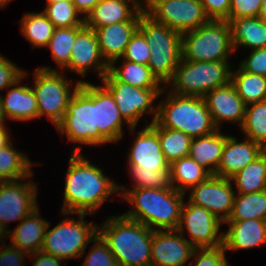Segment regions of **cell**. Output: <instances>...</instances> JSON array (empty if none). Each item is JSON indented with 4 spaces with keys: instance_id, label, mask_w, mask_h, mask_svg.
Masks as SVG:
<instances>
[{
    "instance_id": "1",
    "label": "cell",
    "mask_w": 266,
    "mask_h": 266,
    "mask_svg": "<svg viewBox=\"0 0 266 266\" xmlns=\"http://www.w3.org/2000/svg\"><path fill=\"white\" fill-rule=\"evenodd\" d=\"M69 158L64 188L62 214H92L103 205L110 195L118 192V185L102 170L81 155L80 149L73 147Z\"/></svg>"
},
{
    "instance_id": "2",
    "label": "cell",
    "mask_w": 266,
    "mask_h": 266,
    "mask_svg": "<svg viewBox=\"0 0 266 266\" xmlns=\"http://www.w3.org/2000/svg\"><path fill=\"white\" fill-rule=\"evenodd\" d=\"M118 192L133 206L122 214L124 217L141 222L152 230H177L185 193L155 188L127 191V187L121 185H118Z\"/></svg>"
},
{
    "instance_id": "3",
    "label": "cell",
    "mask_w": 266,
    "mask_h": 266,
    "mask_svg": "<svg viewBox=\"0 0 266 266\" xmlns=\"http://www.w3.org/2000/svg\"><path fill=\"white\" fill-rule=\"evenodd\" d=\"M98 226V234L109 245L118 266H151L153 231L141 222L116 215Z\"/></svg>"
},
{
    "instance_id": "4",
    "label": "cell",
    "mask_w": 266,
    "mask_h": 266,
    "mask_svg": "<svg viewBox=\"0 0 266 266\" xmlns=\"http://www.w3.org/2000/svg\"><path fill=\"white\" fill-rule=\"evenodd\" d=\"M158 105L156 122L163 128L182 131L191 138L217 131L203 97L181 96L167 92Z\"/></svg>"
},
{
    "instance_id": "5",
    "label": "cell",
    "mask_w": 266,
    "mask_h": 266,
    "mask_svg": "<svg viewBox=\"0 0 266 266\" xmlns=\"http://www.w3.org/2000/svg\"><path fill=\"white\" fill-rule=\"evenodd\" d=\"M138 30L151 49L147 66L157 80L166 85L182 60V34L157 23L145 12L140 16Z\"/></svg>"
},
{
    "instance_id": "6",
    "label": "cell",
    "mask_w": 266,
    "mask_h": 266,
    "mask_svg": "<svg viewBox=\"0 0 266 266\" xmlns=\"http://www.w3.org/2000/svg\"><path fill=\"white\" fill-rule=\"evenodd\" d=\"M59 133L68 140L85 145L109 143L95 126V85L83 81L68 102L62 121L56 126Z\"/></svg>"
},
{
    "instance_id": "7",
    "label": "cell",
    "mask_w": 266,
    "mask_h": 266,
    "mask_svg": "<svg viewBox=\"0 0 266 266\" xmlns=\"http://www.w3.org/2000/svg\"><path fill=\"white\" fill-rule=\"evenodd\" d=\"M229 61H188L182 59L168 81L170 92L181 96L204 97L209 91L228 84L231 80Z\"/></svg>"
},
{
    "instance_id": "8",
    "label": "cell",
    "mask_w": 266,
    "mask_h": 266,
    "mask_svg": "<svg viewBox=\"0 0 266 266\" xmlns=\"http://www.w3.org/2000/svg\"><path fill=\"white\" fill-rule=\"evenodd\" d=\"M234 52L227 20H210L182 34V59L188 61H229Z\"/></svg>"
},
{
    "instance_id": "9",
    "label": "cell",
    "mask_w": 266,
    "mask_h": 266,
    "mask_svg": "<svg viewBox=\"0 0 266 266\" xmlns=\"http://www.w3.org/2000/svg\"><path fill=\"white\" fill-rule=\"evenodd\" d=\"M71 82L56 69L46 66L35 69L34 87L31 88L37 99L39 118L46 115L55 127L62 121L68 102L83 81L75 83L74 88L70 87Z\"/></svg>"
},
{
    "instance_id": "10",
    "label": "cell",
    "mask_w": 266,
    "mask_h": 266,
    "mask_svg": "<svg viewBox=\"0 0 266 266\" xmlns=\"http://www.w3.org/2000/svg\"><path fill=\"white\" fill-rule=\"evenodd\" d=\"M84 213H78L79 220L66 218L49 230L48 223L42 251L57 258L69 260L81 258L87 245L93 242L98 234V226L84 220Z\"/></svg>"
},
{
    "instance_id": "11",
    "label": "cell",
    "mask_w": 266,
    "mask_h": 266,
    "mask_svg": "<svg viewBox=\"0 0 266 266\" xmlns=\"http://www.w3.org/2000/svg\"><path fill=\"white\" fill-rule=\"evenodd\" d=\"M102 85L111 93L120 110L123 119L131 126L138 125L144 114L153 116L156 121L158 106H152L153 101L160 97L164 88H139L118 81L109 71L102 79Z\"/></svg>"
},
{
    "instance_id": "12",
    "label": "cell",
    "mask_w": 266,
    "mask_h": 266,
    "mask_svg": "<svg viewBox=\"0 0 266 266\" xmlns=\"http://www.w3.org/2000/svg\"><path fill=\"white\" fill-rule=\"evenodd\" d=\"M145 13L180 34L210 21L200 0H151Z\"/></svg>"
},
{
    "instance_id": "13",
    "label": "cell",
    "mask_w": 266,
    "mask_h": 266,
    "mask_svg": "<svg viewBox=\"0 0 266 266\" xmlns=\"http://www.w3.org/2000/svg\"><path fill=\"white\" fill-rule=\"evenodd\" d=\"M222 223L207 209L184 201L177 230L185 235L187 229L188 241L195 248H213L223 244V232L219 234Z\"/></svg>"
},
{
    "instance_id": "14",
    "label": "cell",
    "mask_w": 266,
    "mask_h": 266,
    "mask_svg": "<svg viewBox=\"0 0 266 266\" xmlns=\"http://www.w3.org/2000/svg\"><path fill=\"white\" fill-rule=\"evenodd\" d=\"M190 189V203L207 209L224 224L228 221L236 194L230 179L211 175Z\"/></svg>"
},
{
    "instance_id": "15",
    "label": "cell",
    "mask_w": 266,
    "mask_h": 266,
    "mask_svg": "<svg viewBox=\"0 0 266 266\" xmlns=\"http://www.w3.org/2000/svg\"><path fill=\"white\" fill-rule=\"evenodd\" d=\"M0 181V221L7 226L10 221L20 222L36 208L37 185L31 179L20 182Z\"/></svg>"
},
{
    "instance_id": "16",
    "label": "cell",
    "mask_w": 266,
    "mask_h": 266,
    "mask_svg": "<svg viewBox=\"0 0 266 266\" xmlns=\"http://www.w3.org/2000/svg\"><path fill=\"white\" fill-rule=\"evenodd\" d=\"M195 247L178 230H154L151 266H186Z\"/></svg>"
},
{
    "instance_id": "17",
    "label": "cell",
    "mask_w": 266,
    "mask_h": 266,
    "mask_svg": "<svg viewBox=\"0 0 266 266\" xmlns=\"http://www.w3.org/2000/svg\"><path fill=\"white\" fill-rule=\"evenodd\" d=\"M71 49L69 65L65 68L66 70L75 71L85 77L87 70L94 67V71H97L99 78L103 79L108 72L109 64L101 54L95 30L85 26L76 35Z\"/></svg>"
},
{
    "instance_id": "18",
    "label": "cell",
    "mask_w": 266,
    "mask_h": 266,
    "mask_svg": "<svg viewBox=\"0 0 266 266\" xmlns=\"http://www.w3.org/2000/svg\"><path fill=\"white\" fill-rule=\"evenodd\" d=\"M203 98L218 129L224 121L238 122L239 126H242L246 105L231 82L209 91Z\"/></svg>"
},
{
    "instance_id": "19",
    "label": "cell",
    "mask_w": 266,
    "mask_h": 266,
    "mask_svg": "<svg viewBox=\"0 0 266 266\" xmlns=\"http://www.w3.org/2000/svg\"><path fill=\"white\" fill-rule=\"evenodd\" d=\"M123 121L134 133L135 127L123 119L111 93L103 85H95V126L99 133L109 143L117 142L123 136Z\"/></svg>"
},
{
    "instance_id": "20",
    "label": "cell",
    "mask_w": 266,
    "mask_h": 266,
    "mask_svg": "<svg viewBox=\"0 0 266 266\" xmlns=\"http://www.w3.org/2000/svg\"><path fill=\"white\" fill-rule=\"evenodd\" d=\"M137 137L128 154V165H137L143 170H162L169 166L161 150L158 133L147 124L137 132Z\"/></svg>"
},
{
    "instance_id": "21",
    "label": "cell",
    "mask_w": 266,
    "mask_h": 266,
    "mask_svg": "<svg viewBox=\"0 0 266 266\" xmlns=\"http://www.w3.org/2000/svg\"><path fill=\"white\" fill-rule=\"evenodd\" d=\"M237 138L226 135L225 146L215 176L230 179L261 154L262 146L251 139L237 142Z\"/></svg>"
},
{
    "instance_id": "22",
    "label": "cell",
    "mask_w": 266,
    "mask_h": 266,
    "mask_svg": "<svg viewBox=\"0 0 266 266\" xmlns=\"http://www.w3.org/2000/svg\"><path fill=\"white\" fill-rule=\"evenodd\" d=\"M139 21L113 23L95 30L105 61L116 63L124 55L126 46L138 30Z\"/></svg>"
},
{
    "instance_id": "23",
    "label": "cell",
    "mask_w": 266,
    "mask_h": 266,
    "mask_svg": "<svg viewBox=\"0 0 266 266\" xmlns=\"http://www.w3.org/2000/svg\"><path fill=\"white\" fill-rule=\"evenodd\" d=\"M143 13L129 0H101L84 19V24L96 30L113 23L139 21Z\"/></svg>"
},
{
    "instance_id": "24",
    "label": "cell",
    "mask_w": 266,
    "mask_h": 266,
    "mask_svg": "<svg viewBox=\"0 0 266 266\" xmlns=\"http://www.w3.org/2000/svg\"><path fill=\"white\" fill-rule=\"evenodd\" d=\"M227 232H223V247L227 250L251 249L266 243V226L263 220L226 221Z\"/></svg>"
},
{
    "instance_id": "25",
    "label": "cell",
    "mask_w": 266,
    "mask_h": 266,
    "mask_svg": "<svg viewBox=\"0 0 266 266\" xmlns=\"http://www.w3.org/2000/svg\"><path fill=\"white\" fill-rule=\"evenodd\" d=\"M48 223L40 217L39 208H36L14 228L13 232L9 231L10 244L28 255L41 251Z\"/></svg>"
},
{
    "instance_id": "26",
    "label": "cell",
    "mask_w": 266,
    "mask_h": 266,
    "mask_svg": "<svg viewBox=\"0 0 266 266\" xmlns=\"http://www.w3.org/2000/svg\"><path fill=\"white\" fill-rule=\"evenodd\" d=\"M27 75L24 71L23 76L13 84L6 96H2V104L5 116L19 121H28L38 118V105L35 93L29 86L19 85L21 80ZM16 86V87H15Z\"/></svg>"
},
{
    "instance_id": "27",
    "label": "cell",
    "mask_w": 266,
    "mask_h": 266,
    "mask_svg": "<svg viewBox=\"0 0 266 266\" xmlns=\"http://www.w3.org/2000/svg\"><path fill=\"white\" fill-rule=\"evenodd\" d=\"M225 141L226 134L220 133V129L206 136L192 138L188 156L193 158L211 175H215L223 153Z\"/></svg>"
},
{
    "instance_id": "28",
    "label": "cell",
    "mask_w": 266,
    "mask_h": 266,
    "mask_svg": "<svg viewBox=\"0 0 266 266\" xmlns=\"http://www.w3.org/2000/svg\"><path fill=\"white\" fill-rule=\"evenodd\" d=\"M234 50L244 46L251 50L266 48V23L259 17L228 19Z\"/></svg>"
},
{
    "instance_id": "29",
    "label": "cell",
    "mask_w": 266,
    "mask_h": 266,
    "mask_svg": "<svg viewBox=\"0 0 266 266\" xmlns=\"http://www.w3.org/2000/svg\"><path fill=\"white\" fill-rule=\"evenodd\" d=\"M170 167L173 187L183 193L211 176L206 169L189 156L173 161Z\"/></svg>"
},
{
    "instance_id": "30",
    "label": "cell",
    "mask_w": 266,
    "mask_h": 266,
    "mask_svg": "<svg viewBox=\"0 0 266 266\" xmlns=\"http://www.w3.org/2000/svg\"><path fill=\"white\" fill-rule=\"evenodd\" d=\"M12 145L0 148V181L24 180L33 175V162Z\"/></svg>"
},
{
    "instance_id": "31",
    "label": "cell",
    "mask_w": 266,
    "mask_h": 266,
    "mask_svg": "<svg viewBox=\"0 0 266 266\" xmlns=\"http://www.w3.org/2000/svg\"><path fill=\"white\" fill-rule=\"evenodd\" d=\"M235 71L231 72L230 82L245 105L266 101L265 76L249 73L240 66Z\"/></svg>"
},
{
    "instance_id": "32",
    "label": "cell",
    "mask_w": 266,
    "mask_h": 266,
    "mask_svg": "<svg viewBox=\"0 0 266 266\" xmlns=\"http://www.w3.org/2000/svg\"><path fill=\"white\" fill-rule=\"evenodd\" d=\"M122 66L110 63L108 71L118 80L139 88H163L161 83L144 64L123 60Z\"/></svg>"
},
{
    "instance_id": "33",
    "label": "cell",
    "mask_w": 266,
    "mask_h": 266,
    "mask_svg": "<svg viewBox=\"0 0 266 266\" xmlns=\"http://www.w3.org/2000/svg\"><path fill=\"white\" fill-rule=\"evenodd\" d=\"M149 125L158 133L162 153L169 165L189 155L191 137L182 131L163 128L156 121Z\"/></svg>"
},
{
    "instance_id": "34",
    "label": "cell",
    "mask_w": 266,
    "mask_h": 266,
    "mask_svg": "<svg viewBox=\"0 0 266 266\" xmlns=\"http://www.w3.org/2000/svg\"><path fill=\"white\" fill-rule=\"evenodd\" d=\"M265 214L266 190L247 194L236 193L228 221L263 220Z\"/></svg>"
},
{
    "instance_id": "35",
    "label": "cell",
    "mask_w": 266,
    "mask_h": 266,
    "mask_svg": "<svg viewBox=\"0 0 266 266\" xmlns=\"http://www.w3.org/2000/svg\"><path fill=\"white\" fill-rule=\"evenodd\" d=\"M22 34L32 47H47L55 26L43 12H29L19 21Z\"/></svg>"
},
{
    "instance_id": "36",
    "label": "cell",
    "mask_w": 266,
    "mask_h": 266,
    "mask_svg": "<svg viewBox=\"0 0 266 266\" xmlns=\"http://www.w3.org/2000/svg\"><path fill=\"white\" fill-rule=\"evenodd\" d=\"M230 180L231 183H235L237 193L247 194L266 190V164L263 157H257Z\"/></svg>"
},
{
    "instance_id": "37",
    "label": "cell",
    "mask_w": 266,
    "mask_h": 266,
    "mask_svg": "<svg viewBox=\"0 0 266 266\" xmlns=\"http://www.w3.org/2000/svg\"><path fill=\"white\" fill-rule=\"evenodd\" d=\"M85 26H75L68 28H55L46 48L51 49L53 60L58 67L64 69L69 65L70 55L76 35Z\"/></svg>"
},
{
    "instance_id": "38",
    "label": "cell",
    "mask_w": 266,
    "mask_h": 266,
    "mask_svg": "<svg viewBox=\"0 0 266 266\" xmlns=\"http://www.w3.org/2000/svg\"><path fill=\"white\" fill-rule=\"evenodd\" d=\"M249 105H246L244 122L240 128L246 138L264 146L266 145V101Z\"/></svg>"
},
{
    "instance_id": "39",
    "label": "cell",
    "mask_w": 266,
    "mask_h": 266,
    "mask_svg": "<svg viewBox=\"0 0 266 266\" xmlns=\"http://www.w3.org/2000/svg\"><path fill=\"white\" fill-rule=\"evenodd\" d=\"M133 178V188L174 189L171 179V167L162 170H143L137 165H128Z\"/></svg>"
},
{
    "instance_id": "40",
    "label": "cell",
    "mask_w": 266,
    "mask_h": 266,
    "mask_svg": "<svg viewBox=\"0 0 266 266\" xmlns=\"http://www.w3.org/2000/svg\"><path fill=\"white\" fill-rule=\"evenodd\" d=\"M43 13L56 28L85 26L84 18L78 17L80 13L76 10L72 0L47 3Z\"/></svg>"
},
{
    "instance_id": "41",
    "label": "cell",
    "mask_w": 266,
    "mask_h": 266,
    "mask_svg": "<svg viewBox=\"0 0 266 266\" xmlns=\"http://www.w3.org/2000/svg\"><path fill=\"white\" fill-rule=\"evenodd\" d=\"M94 245L85 256L83 266H118L117 260L109 249V245L97 234L93 239Z\"/></svg>"
},
{
    "instance_id": "42",
    "label": "cell",
    "mask_w": 266,
    "mask_h": 266,
    "mask_svg": "<svg viewBox=\"0 0 266 266\" xmlns=\"http://www.w3.org/2000/svg\"><path fill=\"white\" fill-rule=\"evenodd\" d=\"M150 50L145 37L137 30L127 44L122 57L134 63L148 65L151 54Z\"/></svg>"
},
{
    "instance_id": "43",
    "label": "cell",
    "mask_w": 266,
    "mask_h": 266,
    "mask_svg": "<svg viewBox=\"0 0 266 266\" xmlns=\"http://www.w3.org/2000/svg\"><path fill=\"white\" fill-rule=\"evenodd\" d=\"M223 245L213 248H195L192 257H195V263L190 261L189 266H230L225 257Z\"/></svg>"
},
{
    "instance_id": "44",
    "label": "cell",
    "mask_w": 266,
    "mask_h": 266,
    "mask_svg": "<svg viewBox=\"0 0 266 266\" xmlns=\"http://www.w3.org/2000/svg\"><path fill=\"white\" fill-rule=\"evenodd\" d=\"M262 0H230L229 19L258 17Z\"/></svg>"
},
{
    "instance_id": "45",
    "label": "cell",
    "mask_w": 266,
    "mask_h": 266,
    "mask_svg": "<svg viewBox=\"0 0 266 266\" xmlns=\"http://www.w3.org/2000/svg\"><path fill=\"white\" fill-rule=\"evenodd\" d=\"M23 74L24 70L0 54V89L6 88L9 90Z\"/></svg>"
},
{
    "instance_id": "46",
    "label": "cell",
    "mask_w": 266,
    "mask_h": 266,
    "mask_svg": "<svg viewBox=\"0 0 266 266\" xmlns=\"http://www.w3.org/2000/svg\"><path fill=\"white\" fill-rule=\"evenodd\" d=\"M250 53L239 66L244 71L266 77V48L251 50Z\"/></svg>"
},
{
    "instance_id": "47",
    "label": "cell",
    "mask_w": 266,
    "mask_h": 266,
    "mask_svg": "<svg viewBox=\"0 0 266 266\" xmlns=\"http://www.w3.org/2000/svg\"><path fill=\"white\" fill-rule=\"evenodd\" d=\"M210 20H228L230 0H200Z\"/></svg>"
},
{
    "instance_id": "48",
    "label": "cell",
    "mask_w": 266,
    "mask_h": 266,
    "mask_svg": "<svg viewBox=\"0 0 266 266\" xmlns=\"http://www.w3.org/2000/svg\"><path fill=\"white\" fill-rule=\"evenodd\" d=\"M25 257H29L24 251L14 246H3L0 249V266H22Z\"/></svg>"
},
{
    "instance_id": "49",
    "label": "cell",
    "mask_w": 266,
    "mask_h": 266,
    "mask_svg": "<svg viewBox=\"0 0 266 266\" xmlns=\"http://www.w3.org/2000/svg\"><path fill=\"white\" fill-rule=\"evenodd\" d=\"M29 256H31L35 261L33 266H61L60 263L63 262V259L51 256L42 250L29 254Z\"/></svg>"
},
{
    "instance_id": "50",
    "label": "cell",
    "mask_w": 266,
    "mask_h": 266,
    "mask_svg": "<svg viewBox=\"0 0 266 266\" xmlns=\"http://www.w3.org/2000/svg\"><path fill=\"white\" fill-rule=\"evenodd\" d=\"M100 1L101 0H72L76 10L80 13V15H84V19Z\"/></svg>"
},
{
    "instance_id": "51",
    "label": "cell",
    "mask_w": 266,
    "mask_h": 266,
    "mask_svg": "<svg viewBox=\"0 0 266 266\" xmlns=\"http://www.w3.org/2000/svg\"><path fill=\"white\" fill-rule=\"evenodd\" d=\"M9 130L5 125L0 126V148L11 143Z\"/></svg>"
},
{
    "instance_id": "52",
    "label": "cell",
    "mask_w": 266,
    "mask_h": 266,
    "mask_svg": "<svg viewBox=\"0 0 266 266\" xmlns=\"http://www.w3.org/2000/svg\"><path fill=\"white\" fill-rule=\"evenodd\" d=\"M131 1L134 5H136L141 11H146L149 7V4L151 2V0H143L144 3L140 0V3H139V0H129ZM143 3V4H142ZM144 5V6H143ZM146 5V6H145Z\"/></svg>"
},
{
    "instance_id": "53",
    "label": "cell",
    "mask_w": 266,
    "mask_h": 266,
    "mask_svg": "<svg viewBox=\"0 0 266 266\" xmlns=\"http://www.w3.org/2000/svg\"><path fill=\"white\" fill-rule=\"evenodd\" d=\"M258 17L266 23V0H262L260 14Z\"/></svg>"
},
{
    "instance_id": "54",
    "label": "cell",
    "mask_w": 266,
    "mask_h": 266,
    "mask_svg": "<svg viewBox=\"0 0 266 266\" xmlns=\"http://www.w3.org/2000/svg\"><path fill=\"white\" fill-rule=\"evenodd\" d=\"M6 229H7V227H4V225H3L2 222L0 221V238H1L0 241H1V242H2L3 239L6 238V236L9 235V231H10V230H8V229L6 230ZM4 234H5L6 236H5ZM2 238H3V239H2Z\"/></svg>"
},
{
    "instance_id": "55",
    "label": "cell",
    "mask_w": 266,
    "mask_h": 266,
    "mask_svg": "<svg viewBox=\"0 0 266 266\" xmlns=\"http://www.w3.org/2000/svg\"><path fill=\"white\" fill-rule=\"evenodd\" d=\"M6 120V116L4 113V109H3V104H2V98L0 95V126L4 125V121Z\"/></svg>"
},
{
    "instance_id": "56",
    "label": "cell",
    "mask_w": 266,
    "mask_h": 266,
    "mask_svg": "<svg viewBox=\"0 0 266 266\" xmlns=\"http://www.w3.org/2000/svg\"><path fill=\"white\" fill-rule=\"evenodd\" d=\"M260 155L263 157L266 164V145L262 146Z\"/></svg>"
},
{
    "instance_id": "57",
    "label": "cell",
    "mask_w": 266,
    "mask_h": 266,
    "mask_svg": "<svg viewBox=\"0 0 266 266\" xmlns=\"http://www.w3.org/2000/svg\"><path fill=\"white\" fill-rule=\"evenodd\" d=\"M11 0H0V8H4Z\"/></svg>"
},
{
    "instance_id": "58",
    "label": "cell",
    "mask_w": 266,
    "mask_h": 266,
    "mask_svg": "<svg viewBox=\"0 0 266 266\" xmlns=\"http://www.w3.org/2000/svg\"><path fill=\"white\" fill-rule=\"evenodd\" d=\"M47 3H56V2H59V1H65V0H46Z\"/></svg>"
},
{
    "instance_id": "59",
    "label": "cell",
    "mask_w": 266,
    "mask_h": 266,
    "mask_svg": "<svg viewBox=\"0 0 266 266\" xmlns=\"http://www.w3.org/2000/svg\"><path fill=\"white\" fill-rule=\"evenodd\" d=\"M263 222H264V224H265V226H266V214H265V216H264Z\"/></svg>"
}]
</instances>
